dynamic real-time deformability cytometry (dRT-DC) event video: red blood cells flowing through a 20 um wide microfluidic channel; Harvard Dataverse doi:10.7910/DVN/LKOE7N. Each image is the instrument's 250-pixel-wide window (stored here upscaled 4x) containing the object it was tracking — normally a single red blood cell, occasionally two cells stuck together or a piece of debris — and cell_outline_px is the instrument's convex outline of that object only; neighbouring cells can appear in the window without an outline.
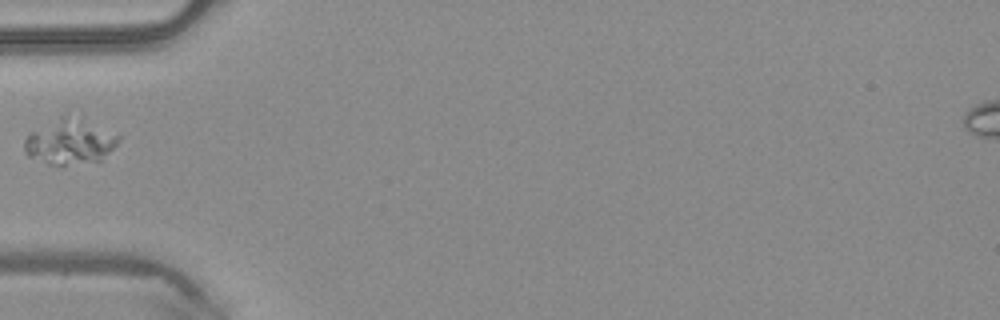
{"species": "common noctule bat (a hibernating species)", "species_latin": "Nyctalus noctula", "temperature_condition": "warm", "stored_images_in_passage": 2, "camera_frame_rate_fps": 3000, "um_per_image_px": 0.085, "animal": {"sex": "male", "body_mass_g": 20.4}, "frame": {"image": 1, "passage_image": 2, "time_ms": 0.333, "image_size_px": [1000, 320], "cell_outline_px": [[120, 140], [100, 160], [64, 164], [48, 164], [28, 156], [24, 152], [24, 140], [32, 132], [68, 108], [120, 136]], "centroid_in_image_um": [5.93, 11.92], "position_along_channel_um": 79.1, "area_um2": 25.43}}